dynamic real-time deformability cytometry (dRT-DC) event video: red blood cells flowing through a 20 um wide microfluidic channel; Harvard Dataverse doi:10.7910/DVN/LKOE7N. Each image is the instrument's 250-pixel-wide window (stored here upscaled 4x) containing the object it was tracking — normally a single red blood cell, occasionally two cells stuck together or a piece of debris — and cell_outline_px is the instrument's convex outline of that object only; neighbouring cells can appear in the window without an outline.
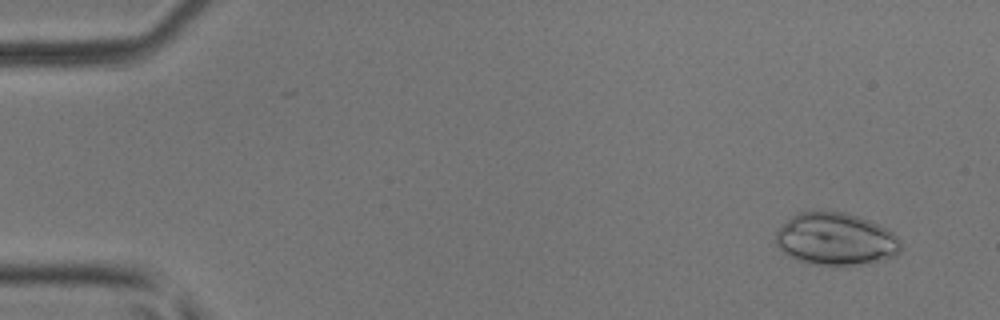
{"species": "common noctule bat (a hibernating species)", "species_latin": "Nyctalus noctula", "temperature_condition": "room temperature", "stored_images_in_passage": 5, "camera_frame_rate_fps": 3000, "um_per_image_px": 0.085, "animal": {"sex": "male", "body_mass_g": 17.9, "forearm_length_mm": 54.2}, "frame": {"image": 1, "passage_image": 1, "time_ms": 0.0, "image_size_px": [1000, 320], "cell_outline_px": [[904, 248], [896, 256], [860, 264], [836, 268], [808, 264], [796, 260], [784, 252], [776, 244], [776, 232], [792, 216], [800, 212], [844, 212], [860, 216], [892, 232], [900, 240]], "centroid_in_image_um": [71.05, 20.37], "position_along_channel_um": 13.9, "area_um2": 38.49}}